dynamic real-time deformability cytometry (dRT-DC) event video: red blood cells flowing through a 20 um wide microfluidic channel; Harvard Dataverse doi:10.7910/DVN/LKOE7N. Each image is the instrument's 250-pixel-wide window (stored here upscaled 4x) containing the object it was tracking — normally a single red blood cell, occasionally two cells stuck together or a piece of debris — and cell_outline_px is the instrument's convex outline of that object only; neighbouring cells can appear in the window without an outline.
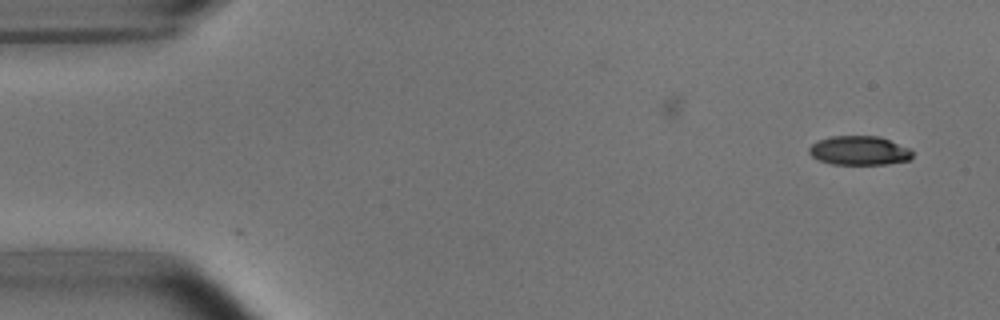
{"species": "common noctule bat (a hibernating species)", "species_latin": "Nyctalus noctula", "temperature_condition": "room temperature", "stored_images_in_passage": 2, "camera_frame_rate_fps": 3000, "um_per_image_px": 0.085, "animal": {"sex": "male", "body_mass_g": 15.6}, "frame": {"image": 1, "passage_image": 2, "time_ms": 0.333, "image_size_px": [1000, 320], "cell_outline_px": [[912, 156], [908, 160], [884, 164], [832, 164], [820, 160], [812, 156], [808, 152], [808, 148], [816, 140], [832, 136], [880, 136], [912, 148]], "centroid_in_image_um": [73.04, 12.78], "position_along_channel_um": 12.0, "area_um2": 17.63}}